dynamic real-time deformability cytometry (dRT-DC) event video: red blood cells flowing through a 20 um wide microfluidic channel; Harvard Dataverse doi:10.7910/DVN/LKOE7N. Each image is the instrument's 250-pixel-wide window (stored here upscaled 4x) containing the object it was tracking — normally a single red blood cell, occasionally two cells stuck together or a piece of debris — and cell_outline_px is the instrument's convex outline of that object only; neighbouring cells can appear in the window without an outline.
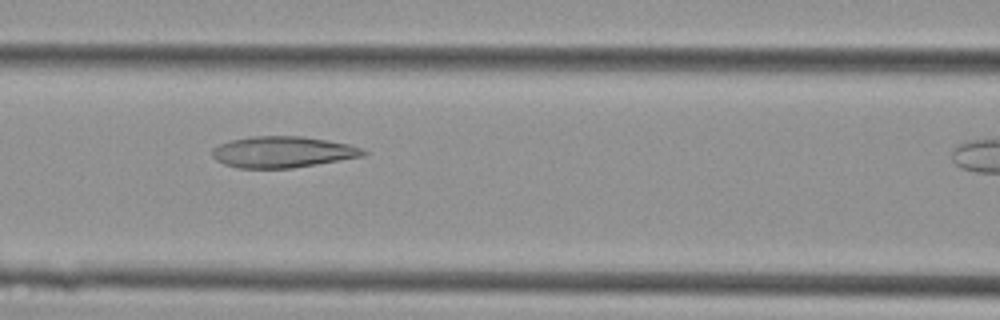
{"species": "Egyptian fruit bat (a non-hibernating species)", "species_latin": "Rousettus aegyptiacus", "temperature_condition": "cold", "stored_images_in_passage": 15, "camera_frame_rate_fps": 3000, "um_per_image_px": 0.085, "animal": {"sex": "female"}, "frame": {"image": 1, "passage_image": 9, "time_ms": 2.667, "image_size_px": [1000, 320], "cell_outline_px": [[368, 152], [364, 156], [292, 168], [236, 168], [224, 164], [216, 160], [212, 156], [212, 148], [220, 144], [232, 140], [252, 136], [300, 136], [328, 140], [348, 144], [360, 148]], "centroid_in_image_um": [24.0, 12.92], "position_along_channel_um": 142.6, "area_um2": 27.4}}
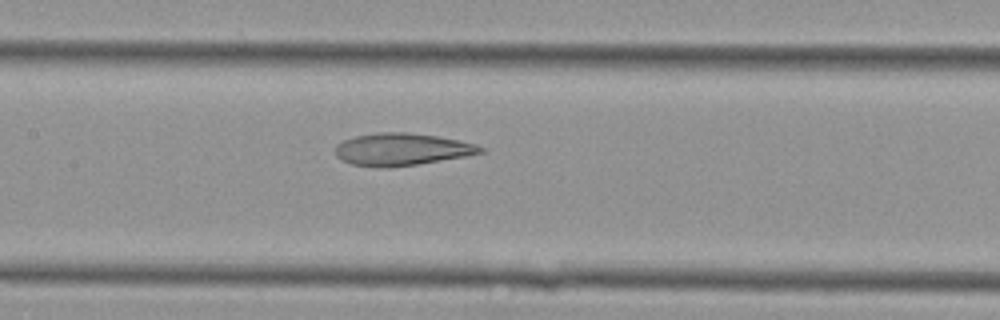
{"frame": {"image": 2, "passage_image": 11, "time_ms": 3.333, "image_size_px": [1000, 320], "cell_outline_px": [[484, 152], [464, 156], [416, 164], [388, 168], [380, 168], [352, 164], [336, 156], [336, 144], [344, 140], [356, 136], [380, 132], [408, 132], [436, 136], [476, 144], [484, 148]], "centroid_in_image_um": [34.12, 12.69], "position_along_channel_um": 173.3, "area_um2": 26.99}}
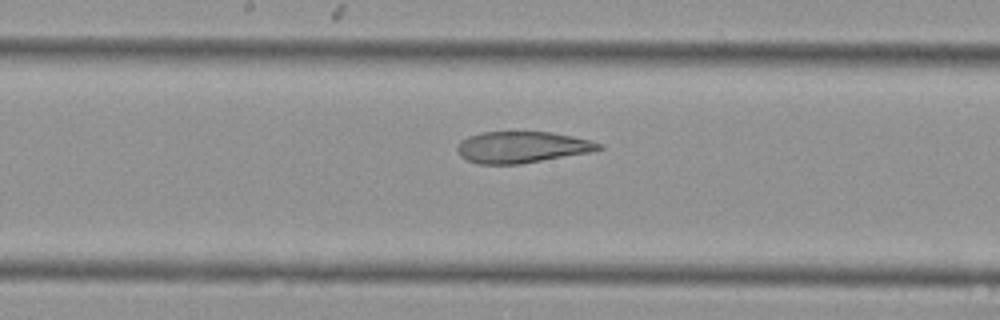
{"frame": {"image": 3, "passage_image": 13, "time_ms": 4.0, "image_size_px": [1000, 320], "cell_outline_px": [[604, 148], [592, 152], [520, 164], [476, 164], [460, 156], [456, 152], [456, 144], [460, 140], [468, 136], [484, 132], [552, 132], [592, 140], [600, 144]], "centroid_in_image_um": [44.34, 12.51], "position_along_channel_um": 203.9, "area_um2": 26.13}}